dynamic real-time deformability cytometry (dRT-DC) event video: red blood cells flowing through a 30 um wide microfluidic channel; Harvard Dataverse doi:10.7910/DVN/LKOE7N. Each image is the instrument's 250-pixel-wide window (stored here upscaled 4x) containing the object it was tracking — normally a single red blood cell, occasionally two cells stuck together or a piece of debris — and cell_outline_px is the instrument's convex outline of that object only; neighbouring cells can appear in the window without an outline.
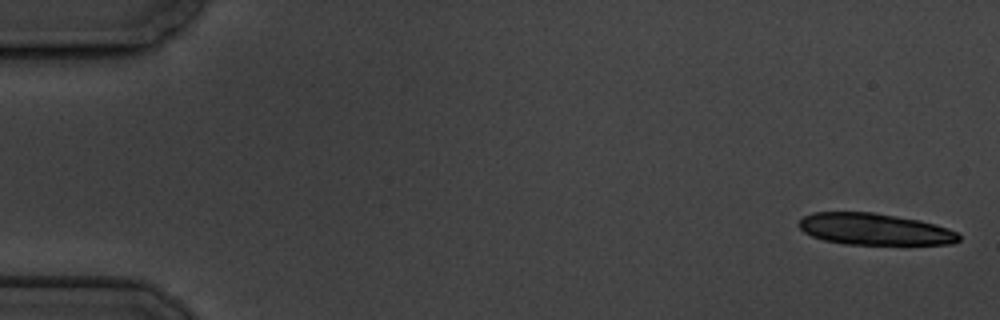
{"species": "common noctule bat (a hibernating species)", "species_latin": "Nyctalus noctula", "temperature_condition": "cold", "stored_images_in_passage": 5, "camera_frame_rate_fps": 3000, "um_per_image_px": 0.085, "animal": {"sex": "male", "body_mass_g": 19.5, "forearm_length_mm": 54.6}, "frame": {"image": 1, "passage_image": 1, "time_ms": 0.0, "image_size_px": [1000, 320], "cell_outline_px": [[960, 240], [952, 244], [844, 244], [824, 240], [812, 236], [804, 232], [796, 224], [804, 216], [812, 212], [872, 212], [920, 220], [936, 224], [948, 228], [956, 232], [960, 236]], "centroid_in_image_um": [74.32, 19.48], "position_along_channel_um": 10.7, "area_um2": 29.48}}